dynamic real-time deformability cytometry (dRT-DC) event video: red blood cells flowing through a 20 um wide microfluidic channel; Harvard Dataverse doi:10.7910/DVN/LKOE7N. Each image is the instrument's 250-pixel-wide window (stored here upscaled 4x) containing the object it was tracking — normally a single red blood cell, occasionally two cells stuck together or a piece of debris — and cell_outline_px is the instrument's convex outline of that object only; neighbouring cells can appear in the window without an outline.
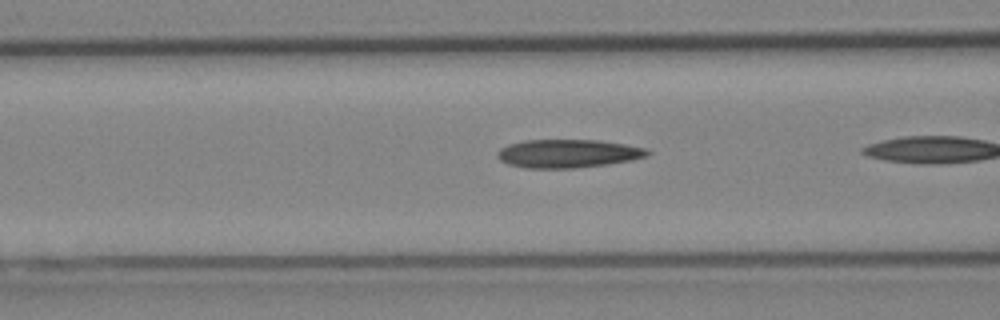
{"species": "Egyptian fruit bat (a non-hibernating species)", "species_latin": "Rousettus aegyptiacus", "temperature_condition": "cold", "stored_images_in_passage": 6, "camera_frame_rate_fps": 3000, "um_per_image_px": 0.085, "animal": {"sex": "female"}, "frame": {"image": 1, "passage_image": 4, "time_ms": 1.0, "image_size_px": [1000, 320], "cell_outline_px": [[652, 152], [648, 156], [632, 160], [608, 164], [572, 168], [524, 168], [508, 164], [500, 160], [496, 156], [496, 152], [500, 148], [508, 144], [524, 140], [596, 140], [624, 144], [644, 148]], "centroid_in_image_um": [48.24, 13.05], "position_along_channel_um": 118.4, "area_um2": 24.85}}